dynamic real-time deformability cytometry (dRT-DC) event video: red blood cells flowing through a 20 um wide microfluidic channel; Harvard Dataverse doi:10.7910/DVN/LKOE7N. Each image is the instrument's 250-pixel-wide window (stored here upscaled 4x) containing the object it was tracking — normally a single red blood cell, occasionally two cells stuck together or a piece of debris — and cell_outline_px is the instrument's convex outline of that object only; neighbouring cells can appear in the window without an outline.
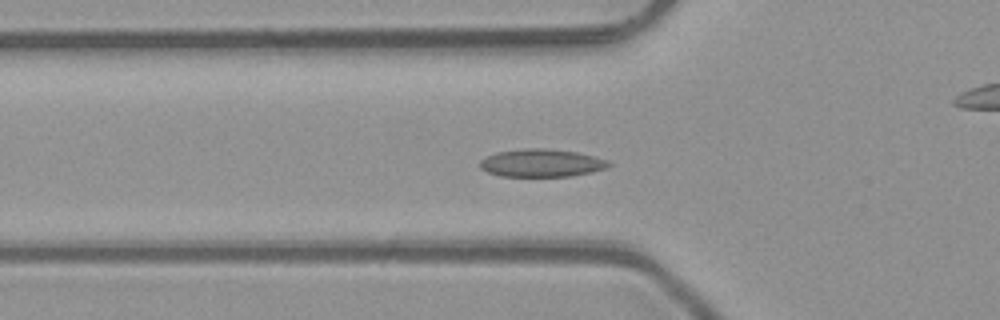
{"species": "common noctule bat (a hibernating species)", "species_latin": "Nyctalus noctula", "temperature_condition": "room temperature", "stored_images_in_passage": 51, "camera_frame_rate_fps": 3000, "um_per_image_px": 0.085, "animal": {"sex": "male", "body_mass_g": 23.1, "forearm_length_mm": 52.7}, "frame": {"image": 1, "passage_image": 17, "time_ms": 5.333, "image_size_px": [1000, 320], "cell_outline_px": [[612, 164], [604, 168], [592, 172], [572, 176], [500, 176], [488, 172], [480, 168], [480, 160], [496, 152], [524, 148], [548, 148], [576, 152], [608, 160]], "centroid_in_image_um": [46.01, 13.85], "position_along_channel_um": 79.8, "area_um2": 20.81}}
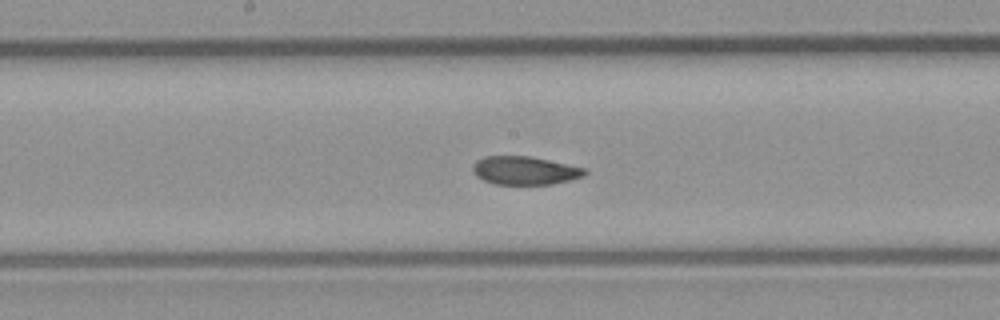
{"frame": {"image": 2, "passage_image": 26, "time_ms": 8.333, "image_size_px": [1000, 320], "cell_outline_px": [[588, 172], [584, 176], [552, 184], [492, 184], [476, 176], [472, 172], [472, 164], [476, 160], [484, 156], [528, 156], [588, 168]], "centroid_in_image_um": [44.59, 14.49], "position_along_channel_um": 203.6, "area_um2": 18.61}}
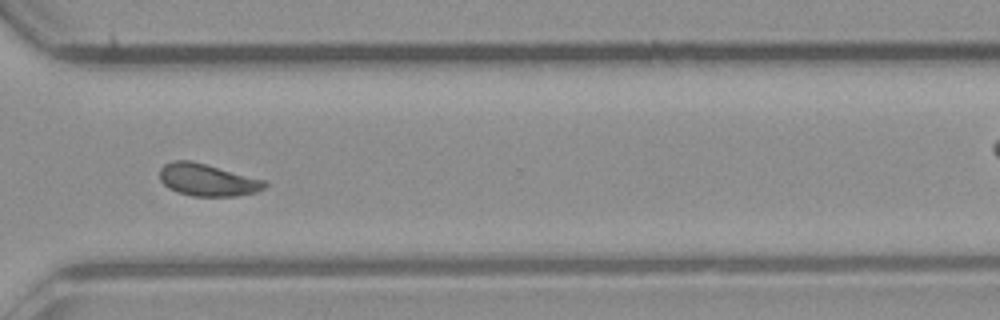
{"frame": {"image": 3, "passage_image": 37, "time_ms": 12.0, "image_size_px": [1000, 320], "cell_outline_px": [[268, 184], [264, 188], [256, 192], [236, 196], [192, 196], [176, 192], [168, 188], [160, 180], [160, 168], [164, 164], [172, 160], [188, 160], [268, 180]], "centroid_in_image_um": [17.64, 15.3], "position_along_channel_um": 353.0, "area_um2": 19.83}, "authors_computed_cell_mechanics": {"area_um2": 19.5364, "velocity_mm_per_s": 4.0724, "shape_relaxation_time_tau1_ms": 5.2762, "shape_relaxation_time_tau2_ms": 0.8339, "deformation_change_tau1": 0.1173, "deformation_change_tau2": 0.0414}}